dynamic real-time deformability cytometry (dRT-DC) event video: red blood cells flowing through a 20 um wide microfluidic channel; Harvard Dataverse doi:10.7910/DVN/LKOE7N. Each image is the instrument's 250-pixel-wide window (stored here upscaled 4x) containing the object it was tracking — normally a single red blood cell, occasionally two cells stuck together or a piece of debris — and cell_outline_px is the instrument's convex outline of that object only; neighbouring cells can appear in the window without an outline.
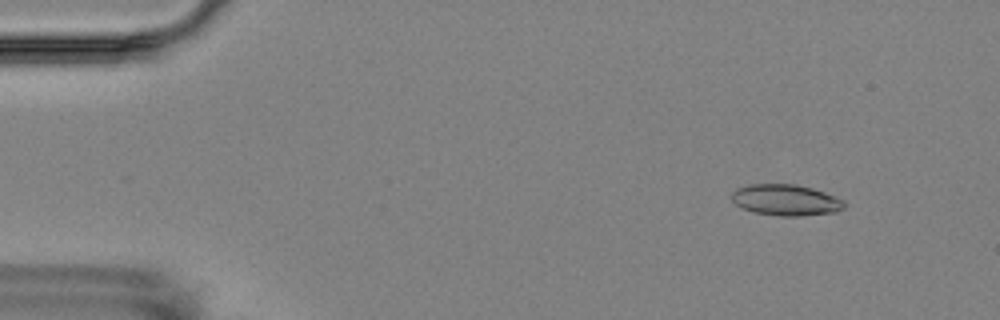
{"species": "Egyptian fruit bat (a non-hibernating species)", "species_latin": "Rousettus aegyptiacus", "temperature_condition": "room temperature", "stored_images_in_passage": 4, "camera_frame_rate_fps": 3000, "um_per_image_px": 0.085, "animal": {"sex": "female"}, "frame": {"image": 1, "passage_image": 1, "time_ms": 0.0, "image_size_px": [1000, 320], "cell_outline_px": [[844, 208], [836, 212], [800, 216], [780, 216], [756, 212], [740, 208], [732, 200], [732, 192], [736, 188], [748, 184], [796, 184], [812, 188], [836, 196], [844, 200]], "centroid_in_image_um": [66.79, 16.99], "position_along_channel_um": 18.2, "area_um2": 20.52}}
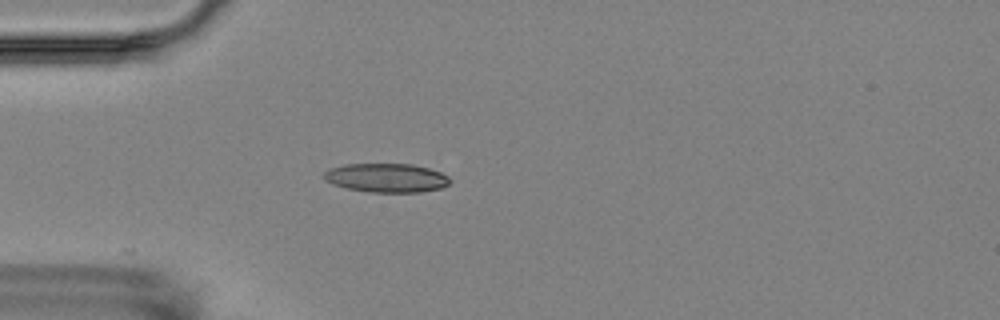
{"frame": {"image": 2, "passage_image": 4, "time_ms": 3.333, "image_size_px": [1000, 320], "cell_outline_px": [[452, 180], [448, 184], [440, 188], [420, 192], [368, 192], [348, 188], [332, 184], [324, 180], [324, 172], [328, 168], [344, 164], [412, 164], [428, 168], [440, 172], [448, 176]], "centroid_in_image_um": [32.83, 15.11], "position_along_channel_um": 52.2, "area_um2": 21.27}}